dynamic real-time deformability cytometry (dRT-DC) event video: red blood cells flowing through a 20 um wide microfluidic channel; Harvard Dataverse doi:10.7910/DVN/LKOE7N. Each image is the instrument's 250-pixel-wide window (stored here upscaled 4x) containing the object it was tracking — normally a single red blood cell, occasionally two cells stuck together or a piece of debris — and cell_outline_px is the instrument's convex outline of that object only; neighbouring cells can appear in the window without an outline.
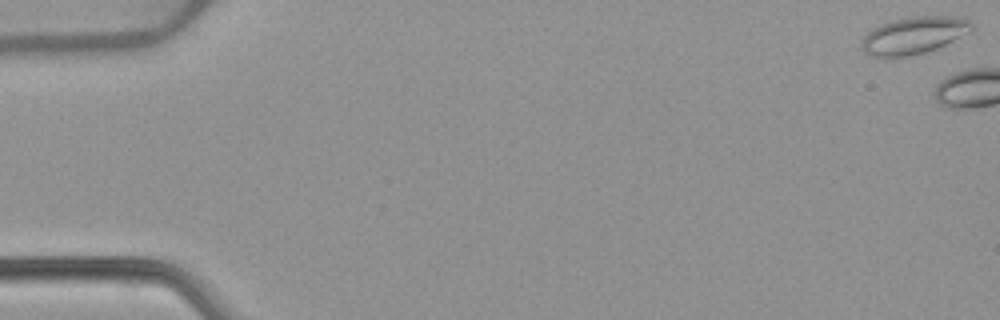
{"species": "common noctule bat (a hibernating species)", "species_latin": "Nyctalus noctula", "temperature_condition": "warm", "stored_images_in_passage": 5, "camera_frame_rate_fps": 3000, "um_per_image_px": 0.085, "animal": {"sex": "female", "body_mass_g": 22.7, "forearm_length_mm": 54.2}, "frame": {"image": 1, "passage_image": 1, "time_ms": 0.0, "image_size_px": [1000, 320], "cell_outline_px": [[976, 28], [972, 32], [936, 48], [924, 52], [908, 56], [868, 56], [860, 48], [860, 40], [872, 28], [888, 20], [916, 16], [952, 16], [972, 20]], "centroid_in_image_um": [77.69, 2.98], "position_along_channel_um": 7.3, "area_um2": 24.22}}